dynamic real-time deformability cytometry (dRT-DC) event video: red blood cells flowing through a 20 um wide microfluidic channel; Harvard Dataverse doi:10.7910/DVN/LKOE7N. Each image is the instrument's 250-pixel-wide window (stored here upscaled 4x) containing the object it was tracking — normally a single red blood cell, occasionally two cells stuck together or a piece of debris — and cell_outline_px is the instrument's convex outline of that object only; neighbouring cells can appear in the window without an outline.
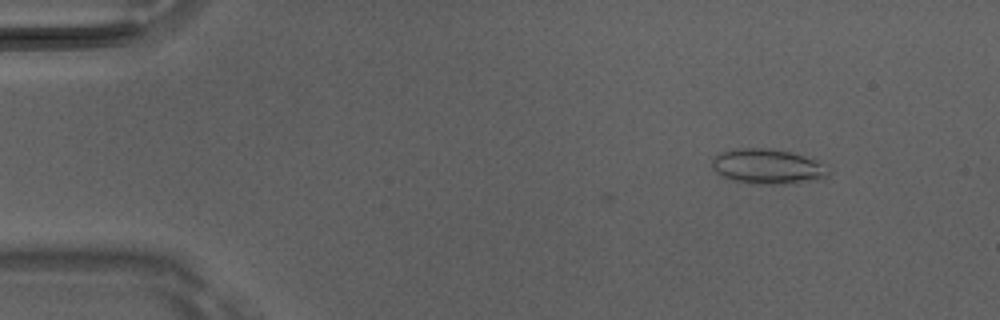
{"species": "Egyptian fruit bat (a non-hibernating species)", "species_latin": "Rousettus aegyptiacus", "temperature_condition": "room temperature", "stored_images_in_passage": 5, "camera_frame_rate_fps": 3000, "um_per_image_px": 0.085, "animal": {"sex": "male"}, "frame": {"image": 1, "passage_image": 5, "time_ms": 1.333, "image_size_px": [1000, 320], "cell_outline_px": [[832, 172], [824, 180], [780, 184], [756, 184], [732, 180], [720, 176], [712, 168], [712, 160], [720, 152], [740, 148], [772, 148], [788, 152], [816, 160], [828, 164]], "centroid_in_image_um": [65.32, 14.17], "position_along_channel_um": 19.7, "area_um2": 24.16}}